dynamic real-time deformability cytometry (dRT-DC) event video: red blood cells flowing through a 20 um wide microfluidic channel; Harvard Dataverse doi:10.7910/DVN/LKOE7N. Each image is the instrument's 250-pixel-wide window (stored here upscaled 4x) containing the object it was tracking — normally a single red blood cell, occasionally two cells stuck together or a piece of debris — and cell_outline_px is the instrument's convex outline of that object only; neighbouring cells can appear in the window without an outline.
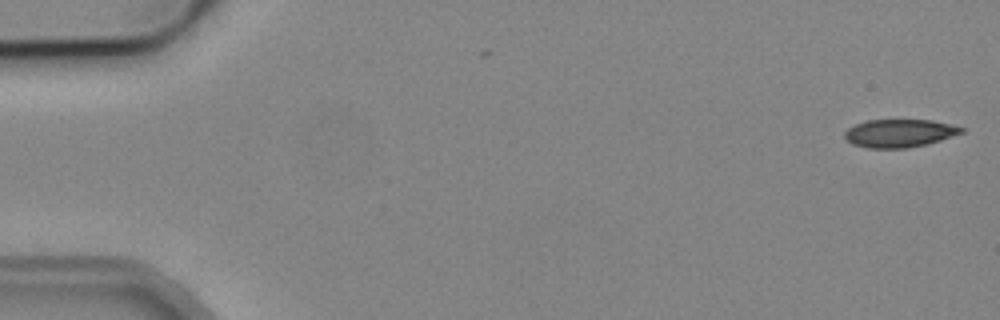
{"species": "common noctule bat (a hibernating species)", "species_latin": "Nyctalus noctula", "temperature_condition": "cold", "stored_images_in_passage": 7, "camera_frame_rate_fps": 3000, "um_per_image_px": 0.085, "animal": {"sex": "male", "body_mass_g": 19.2, "forearm_length_mm": 51.8}, "frame": {"image": 1, "passage_image": 1, "time_ms": 0.0, "image_size_px": [1000, 320], "cell_outline_px": [[964, 132], [928, 144], [908, 148], [868, 148], [852, 144], [844, 140], [844, 132], [848, 128], [856, 124], [868, 120], [932, 120], [964, 128]], "centroid_in_image_um": [76.41, 11.33], "position_along_channel_um": 8.6, "area_um2": 19.07}}
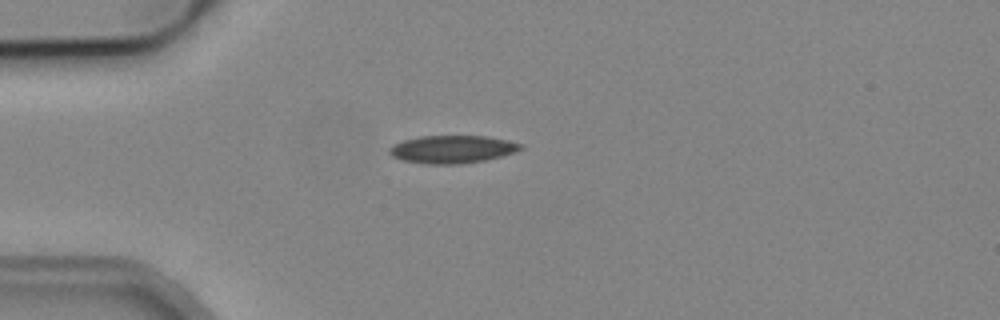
{"frame": {"image": 2, "passage_image": 4, "time_ms": 4.333, "image_size_px": [1000, 320], "cell_outline_px": [[524, 148], [516, 152], [484, 160], [460, 164], [424, 164], [404, 160], [392, 156], [388, 152], [388, 148], [392, 144], [404, 140], [420, 136], [488, 136], [508, 140], [524, 144]], "centroid_in_image_um": [38.45, 12.68], "position_along_channel_um": 46.5, "area_um2": 21.39}}